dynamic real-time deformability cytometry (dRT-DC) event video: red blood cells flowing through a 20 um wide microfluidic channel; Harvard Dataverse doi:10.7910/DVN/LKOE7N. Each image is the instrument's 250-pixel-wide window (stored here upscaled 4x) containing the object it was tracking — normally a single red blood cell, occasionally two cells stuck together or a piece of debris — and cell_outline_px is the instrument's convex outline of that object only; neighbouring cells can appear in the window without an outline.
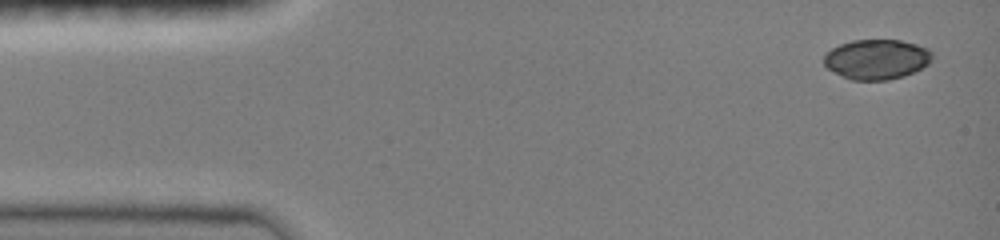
{"species": "common noctule bat (a hibernating species)", "species_latin": "Nyctalus noctula", "temperature_condition": "room temperature", "stored_images_in_passage": 19, "camera_frame_rate_fps": 3000, "um_per_image_px": 0.085, "animal": {"sex": "female", "body_mass_g": 19.0, "forearm_length_mm": 51.5}, "frame": {"image": 1, "passage_image": 1, "time_ms": 0.0, "image_size_px": [1000, 240], "cell_outline_px": [[932, 60], [928, 64], [904, 76], [888, 80], [852, 80], [828, 68], [824, 64], [824, 56], [832, 48], [840, 44], [852, 40], [900, 40], [916, 44], [928, 48], [932, 52]], "centroid_in_image_um": [74.54, 5.03], "position_along_channel_um": 10.5, "area_um2": 25.03}}
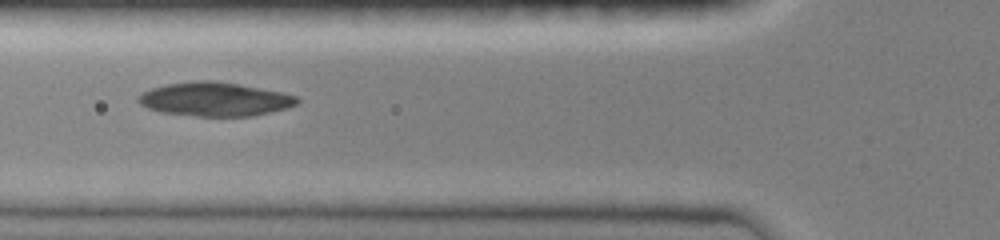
{"frame": {"image": 2, "passage_image": 14, "time_ms": 5.0, "image_size_px": [1000, 240], "cell_outline_px": [[300, 100], [296, 104], [284, 108], [252, 116], [196, 116], [160, 112], [148, 108], [140, 104], [136, 100], [136, 96], [152, 88], [168, 84], [196, 80], [212, 80], [236, 84], [280, 92], [296, 96]], "centroid_in_image_um": [18.19, 8.43], "position_along_channel_um": 107.6, "area_um2": 30.92}}
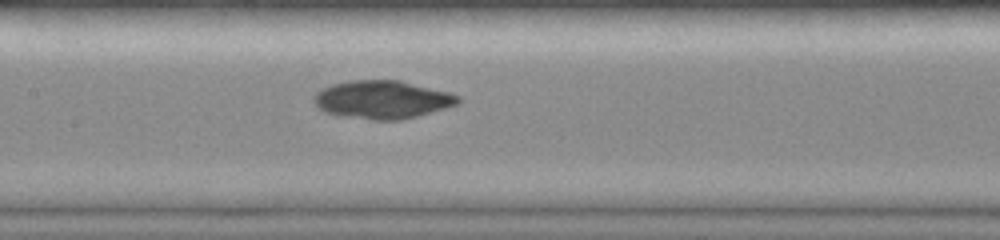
{"frame": {"image": 3, "passage_image": 19, "time_ms": 6.667, "image_size_px": [1000, 240], "cell_outline_px": [[460, 100], [456, 104], [444, 108], [416, 116], [400, 120], [372, 120], [340, 116], [324, 112], [312, 100], [312, 96], [316, 92], [332, 84], [348, 80], [400, 80], [448, 92], [460, 96]], "centroid_in_image_um": [32.44, 8.46], "position_along_channel_um": 175.0, "area_um2": 31.96}}